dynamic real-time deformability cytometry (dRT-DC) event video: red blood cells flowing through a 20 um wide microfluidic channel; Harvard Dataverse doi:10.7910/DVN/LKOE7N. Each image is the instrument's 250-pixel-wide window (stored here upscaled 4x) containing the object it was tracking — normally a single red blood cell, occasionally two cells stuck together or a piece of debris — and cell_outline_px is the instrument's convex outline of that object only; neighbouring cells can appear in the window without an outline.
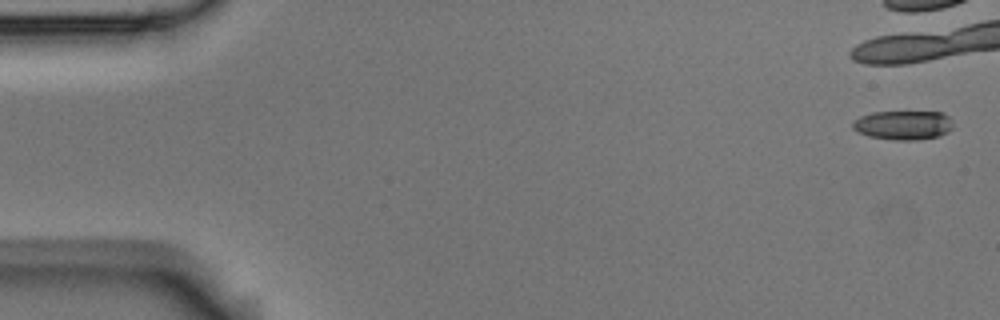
{"species": "Egyptian fruit bat (a non-hibernating species)", "species_latin": "Rousettus aegyptiacus", "temperature_condition": "room temperature", "stored_images_in_passage": 7, "camera_frame_rate_fps": 3000, "um_per_image_px": 0.085, "animal": {"sex": "male"}, "frame": {"image": 1, "passage_image": 1, "time_ms": 0.0, "image_size_px": [1000, 320], "cell_outline_px": [[952, 128], [948, 132], [940, 136], [916, 140], [896, 140], [868, 136], [856, 132], [852, 128], [852, 120], [860, 116], [872, 112], [944, 112], [948, 116], [952, 124]], "centroid_in_image_um": [76.74, 10.64], "position_along_channel_um": 8.3, "area_um2": 17.22}}